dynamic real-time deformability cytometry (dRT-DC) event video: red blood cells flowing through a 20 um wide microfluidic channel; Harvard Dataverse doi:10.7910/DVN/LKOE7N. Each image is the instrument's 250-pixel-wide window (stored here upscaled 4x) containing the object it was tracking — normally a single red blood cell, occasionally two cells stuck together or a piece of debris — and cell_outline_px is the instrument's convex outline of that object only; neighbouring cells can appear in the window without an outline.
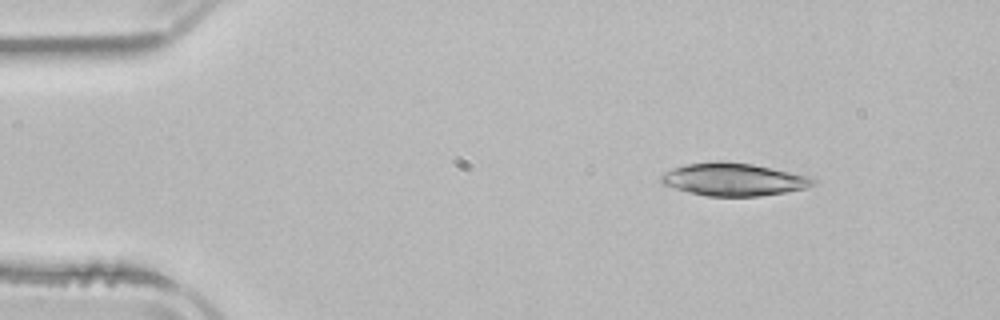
{"species": "common noctule bat (a hibernating species)", "species_latin": "Nyctalus noctula", "temperature_condition": "room temperature", "stored_images_in_passage": 5, "camera_frame_rate_fps": 3000, "um_per_image_px": 0.085, "animal": {"sex": "male", "body_mass_g": 21.5, "forearm_length_mm": 52.0}, "frame": {"image": 1, "passage_image": 1, "time_ms": 0.0, "image_size_px": [1000, 320], "cell_outline_px": [[816, 184], [804, 188], [784, 192], [760, 196], [708, 196], [688, 192], [660, 184], [660, 176], [664, 172], [672, 168], [684, 164], [716, 160], [728, 160], [752, 164], [808, 176], [816, 180]], "centroid_in_image_um": [62.28, 15.23], "position_along_channel_um": 22.7, "area_um2": 29.19}}
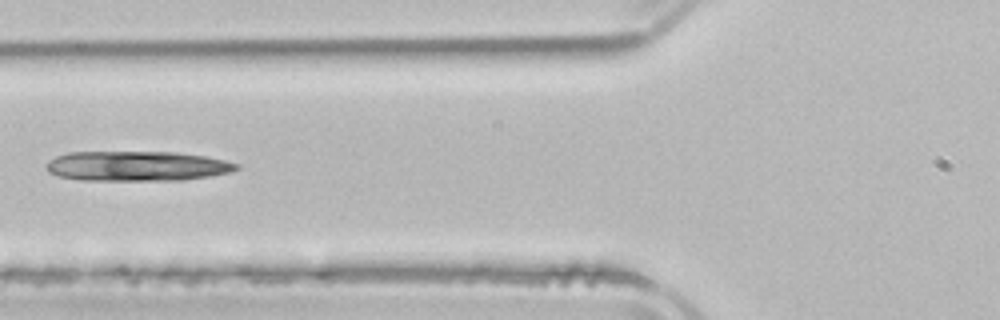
{"frame": {"image": 2, "passage_image": 4, "time_ms": 4.333, "image_size_px": [1000, 320], "cell_outline_px": [[240, 168], [232, 172], [212, 176], [180, 180], [80, 180], [60, 176], [48, 172], [44, 168], [44, 164], [48, 160], [56, 156], [68, 152], [176, 152], [204, 156], [224, 160], [240, 164]], "centroid_in_image_um": [11.63, 14.11], "position_along_channel_um": 114.2, "area_um2": 33.41}}
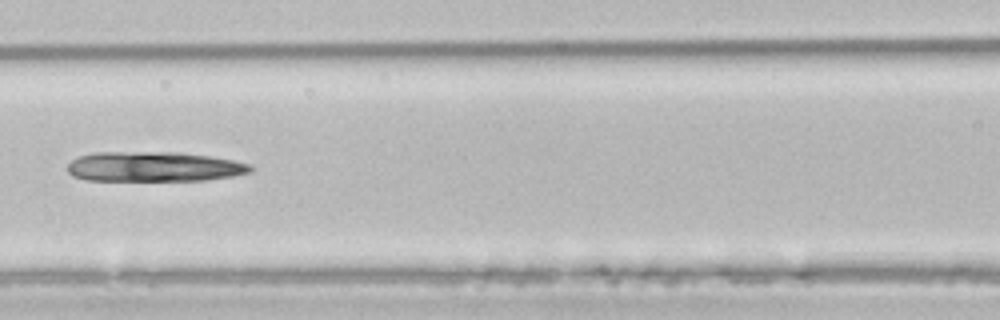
{"frame": {"image": 3, "passage_image": 5, "time_ms": 5.333, "image_size_px": [1000, 320], "cell_outline_px": [[256, 168], [252, 172], [232, 176], [204, 180], [88, 180], [72, 176], [68, 172], [68, 164], [72, 160], [80, 156], [92, 152], [180, 152], [212, 156], [252, 164]], "centroid_in_image_um": [13.13, 14.16], "position_along_channel_um": 153.5, "area_um2": 32.08}}